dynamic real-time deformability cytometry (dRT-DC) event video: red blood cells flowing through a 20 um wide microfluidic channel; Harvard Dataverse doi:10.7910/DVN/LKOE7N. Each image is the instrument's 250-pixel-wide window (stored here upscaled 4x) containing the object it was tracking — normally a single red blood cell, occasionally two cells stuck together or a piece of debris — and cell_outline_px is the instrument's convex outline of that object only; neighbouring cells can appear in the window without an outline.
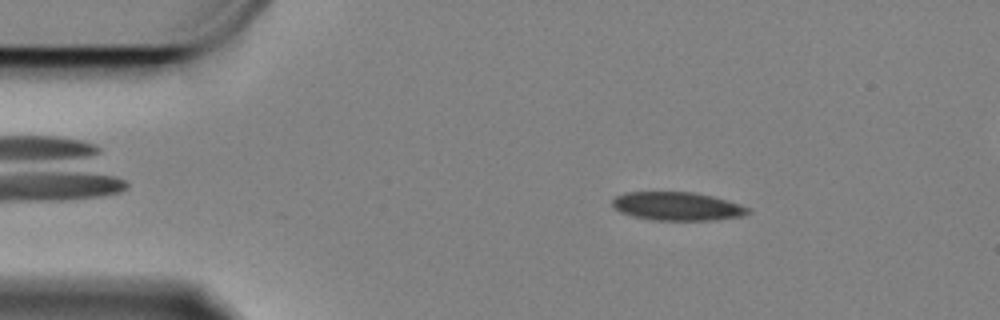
{"species": "Egyptian fruit bat (a non-hibernating species)", "species_latin": "Rousettus aegyptiacus", "temperature_condition": "cold", "stored_images_in_passage": 16, "camera_frame_rate_fps": 3000, "um_per_image_px": 0.085, "animal": {"sex": "female"}, "frame": {"image": 1, "passage_image": 8, "time_ms": 2.333, "image_size_px": [1000, 320], "cell_outline_px": [[752, 212], [744, 216], [712, 220], [652, 220], [632, 216], [620, 212], [612, 204], [612, 200], [616, 196], [624, 192], [692, 192], [712, 196], [728, 200], [752, 208]], "centroid_in_image_um": [57.61, 17.53], "position_along_channel_um": 27.4, "area_um2": 22.66}}
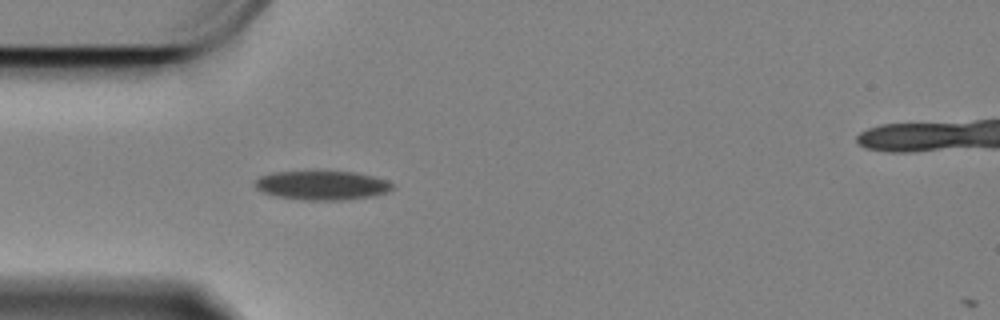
{"frame": {"image": 2, "passage_image": 15, "time_ms": 4.667, "image_size_px": [1000, 320], "cell_outline_px": [[396, 184], [388, 192], [372, 196], [340, 200], [308, 200], [276, 196], [264, 192], [256, 188], [256, 180], [260, 176], [272, 172], [316, 168], [356, 172], [388, 180]], "centroid_in_image_um": [27.39, 15.69], "position_along_channel_um": 57.6, "area_um2": 24.28}}